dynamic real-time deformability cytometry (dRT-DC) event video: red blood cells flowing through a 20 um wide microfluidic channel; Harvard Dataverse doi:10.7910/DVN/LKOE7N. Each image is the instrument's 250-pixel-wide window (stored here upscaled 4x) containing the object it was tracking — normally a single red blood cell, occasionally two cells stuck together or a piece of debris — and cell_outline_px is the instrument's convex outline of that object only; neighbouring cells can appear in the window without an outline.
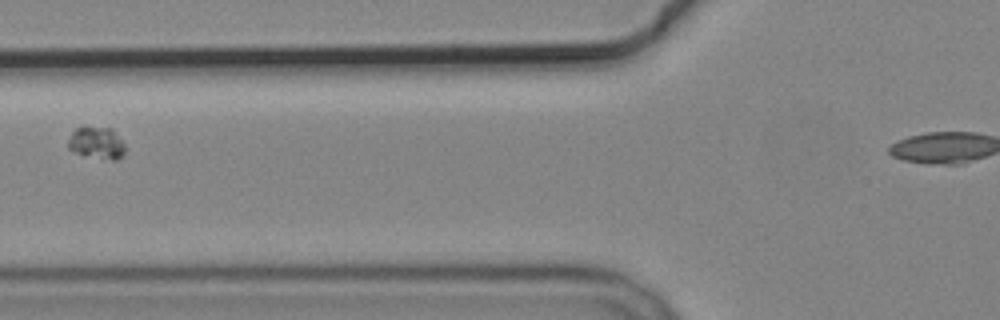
{"species": "common noctule bat (a hibernating species)", "species_latin": "Nyctalus noctula", "temperature_condition": "cold", "stored_images_in_passage": 5, "camera_frame_rate_fps": 3000, "um_per_image_px": 0.085, "animal": {"sex": "male", "body_mass_g": 19.2, "forearm_length_mm": 51.8}, "frame": {"image": 1, "passage_image": 5, "time_ms": 4.667, "image_size_px": [1000, 320], "cell_outline_px": [[124, 156], [116, 160], [112, 160], [76, 152], [68, 148], [68, 140], [72, 132], [76, 128], [84, 124], [112, 128], [124, 144]], "centroid_in_image_um": [8.22, 12.08], "position_along_channel_um": 117.6, "area_um2": 10.75}}